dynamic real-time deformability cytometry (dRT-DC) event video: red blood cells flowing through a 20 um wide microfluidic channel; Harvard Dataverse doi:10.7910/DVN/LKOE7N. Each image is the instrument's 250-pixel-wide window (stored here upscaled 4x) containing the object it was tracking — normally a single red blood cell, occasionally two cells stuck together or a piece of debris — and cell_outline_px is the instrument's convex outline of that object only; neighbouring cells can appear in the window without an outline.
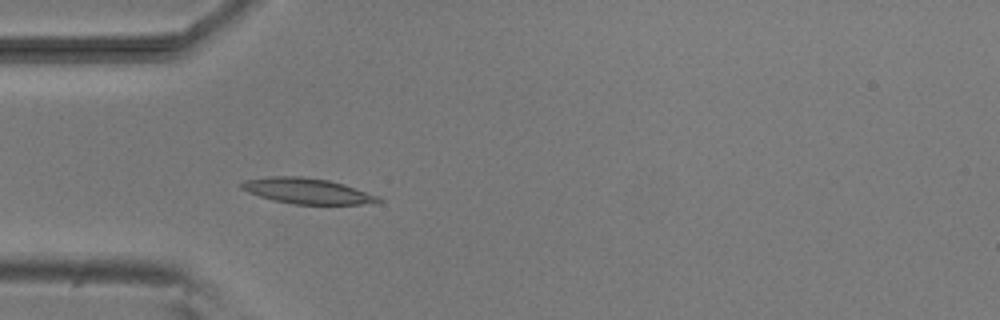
{"species": "common noctule bat (a hibernating species)", "species_latin": "Nyctalus noctula", "temperature_condition": "room temperature", "stored_images_in_passage": 4, "camera_frame_rate_fps": 3000, "um_per_image_px": 0.085, "animal": {"sex": "male", "body_mass_g": 20.5, "forearm_length_mm": 52.5}, "frame": {"image": 1, "passage_image": 4, "time_ms": 3.333, "image_size_px": [1000, 320], "cell_outline_px": [[384, 200], [364, 204], [292, 204], [272, 200], [248, 192], [240, 188], [240, 184], [244, 180], [268, 176], [300, 176], [328, 180], [344, 184], [380, 196]], "centroid_in_image_um": [26.1, 16.23], "position_along_channel_um": 58.9, "area_um2": 20.46}}